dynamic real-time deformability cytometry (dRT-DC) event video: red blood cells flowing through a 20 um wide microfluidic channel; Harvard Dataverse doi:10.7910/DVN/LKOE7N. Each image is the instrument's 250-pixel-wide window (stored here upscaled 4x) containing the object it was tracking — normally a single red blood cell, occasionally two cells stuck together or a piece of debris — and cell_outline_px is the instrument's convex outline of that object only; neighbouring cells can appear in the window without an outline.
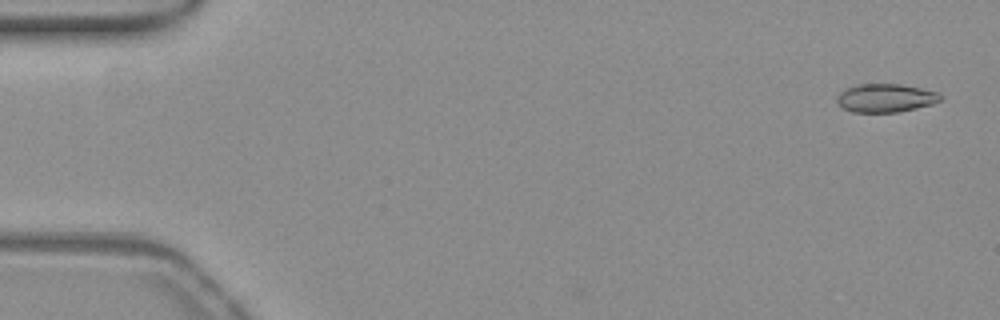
{"species": "common noctule bat (a hibernating species)", "species_latin": "Nyctalus noctula", "temperature_condition": "warm", "stored_images_in_passage": 53, "camera_frame_rate_fps": 3000, "um_per_image_px": 0.085, "animal": {"sex": "female", "body_mass_g": 19.3, "forearm_length_mm": 54.1}, "frame": {"image": 1, "passage_image": 2, "time_ms": 0.333, "image_size_px": [1000, 320], "cell_outline_px": [[944, 96], [940, 100], [932, 104], [916, 108], [896, 112], [852, 112], [844, 108], [836, 100], [840, 92], [844, 88], [856, 84], [900, 84], [920, 88], [936, 92]], "centroid_in_image_um": [75.26, 8.32], "position_along_channel_um": 9.7, "area_um2": 17.05}}
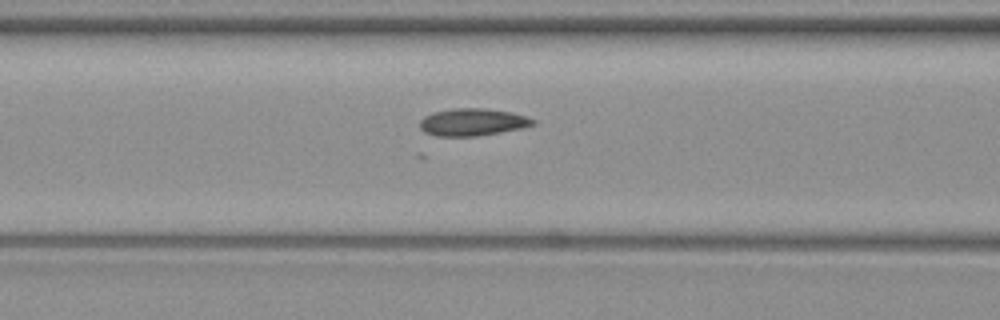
{"frame": {"image": 2, "passage_image": 22, "time_ms": 7.0, "image_size_px": [1000, 320], "cell_outline_px": [[536, 124], [520, 128], [500, 132], [476, 136], [436, 136], [424, 132], [420, 128], [420, 120], [424, 116], [432, 112], [452, 108], [484, 108], [512, 112], [528, 116], [536, 120]], "centroid_in_image_um": [40.16, 10.37], "position_along_channel_um": 126.4, "area_um2": 18.15}}
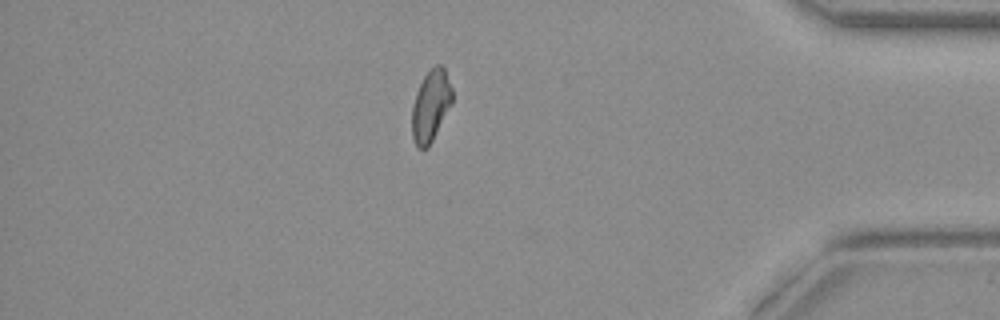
{"frame": {"image": 3, "passage_image": 46, "time_ms": 15.0, "image_size_px": [1000, 320], "cell_outline_px": [[452, 104], [428, 148], [416, 148], [412, 136], [412, 104], [416, 92], [424, 76], [436, 64], [440, 64], [444, 68], [452, 88]], "centroid_in_image_um": [36.61, 9.01], "position_along_channel_um": 398.6, "area_um2": 16.76}, "authors_computed_cell_mechanics": {"area_um2": 17.6868, "velocity_mm_per_s": 3.8592, "shape_relaxation_time_tau1_ms": null, "shape_relaxation_time_tau2_ms": 6.1049, "deformation_change_tau1": null, "deformation_change_tau2": 0.1345}}